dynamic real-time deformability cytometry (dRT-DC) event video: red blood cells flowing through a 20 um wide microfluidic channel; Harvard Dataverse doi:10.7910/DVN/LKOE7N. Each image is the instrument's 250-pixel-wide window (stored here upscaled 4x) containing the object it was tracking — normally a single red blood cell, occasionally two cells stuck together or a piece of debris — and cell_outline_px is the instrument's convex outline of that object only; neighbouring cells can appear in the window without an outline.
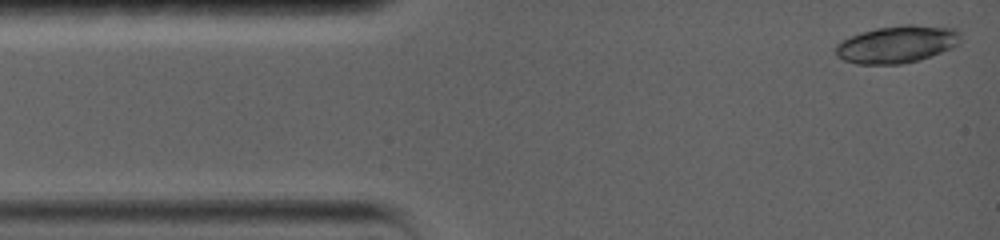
{"species": "common noctule bat (a hibernating species)", "species_latin": "Nyctalus noctula", "temperature_condition": "warm", "stored_images_in_passage": 15, "camera_frame_rate_fps": 5000, "um_per_image_px": 0.085, "animal": {"sex": "female", "body_mass_g": 19.0, "forearm_length_mm": 56.7}, "frame": {"image": 1, "passage_image": 1, "time_ms": 0.0, "image_size_px": [1000, 240], "cell_outline_px": [[960, 40], [952, 48], [920, 60], [900, 64], [856, 64], [844, 60], [836, 56], [832, 48], [836, 44], [852, 36], [876, 28], [908, 24], [912, 24], [956, 28], [960, 32]], "centroid_in_image_um": [76.23, 3.77], "position_along_channel_um": 8.8, "area_um2": 27.22}}